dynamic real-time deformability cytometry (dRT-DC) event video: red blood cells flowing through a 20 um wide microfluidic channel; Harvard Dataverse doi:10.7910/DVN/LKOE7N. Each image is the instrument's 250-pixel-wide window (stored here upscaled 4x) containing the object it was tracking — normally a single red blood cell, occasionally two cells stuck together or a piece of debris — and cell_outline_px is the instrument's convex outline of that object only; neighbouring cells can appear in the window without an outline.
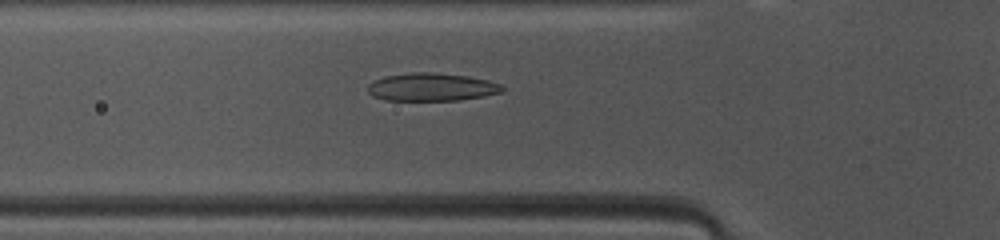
{"species": "common noctule bat (a hibernating species)", "species_latin": "Nyctalus noctula", "temperature_condition": "warm", "stored_images_in_passage": 46, "camera_frame_rate_fps": 3000, "um_per_image_px": 0.085, "animal": {"sex": "female", "body_mass_g": 10.0, "forearm_length_mm": 53.1}, "frame": {"image": 1, "passage_image": 14, "time_ms": 4.333, "image_size_px": [1000, 240], "cell_outline_px": [[504, 88], [500, 92], [484, 96], [460, 100], [384, 100], [372, 96], [368, 92], [368, 84], [372, 80], [384, 76], [412, 72], [436, 72], [468, 76], [488, 80], [500, 84]], "centroid_in_image_um": [36.64, 7.39], "position_along_channel_um": 89.2, "area_um2": 22.02}}
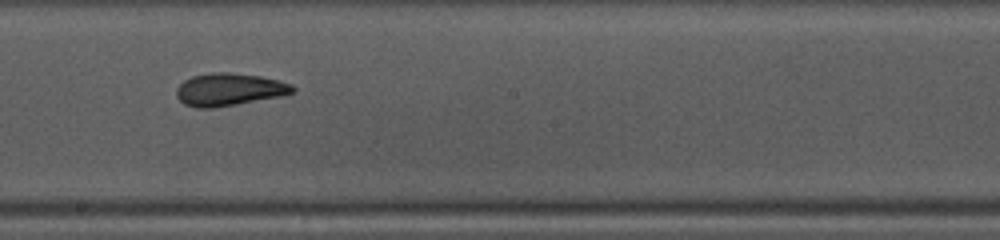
{"frame": {"image": 2, "passage_image": 24, "time_ms": 7.667, "image_size_px": [1000, 240], "cell_outline_px": [[296, 92], [280, 96], [236, 104], [212, 108], [196, 108], [184, 104], [176, 96], [176, 88], [184, 80], [192, 76], [208, 72], [228, 72], [260, 76], [280, 80], [292, 84], [296, 88]], "centroid_in_image_um": [19.48, 7.6], "position_along_channel_um": 228.7, "area_um2": 22.2}}
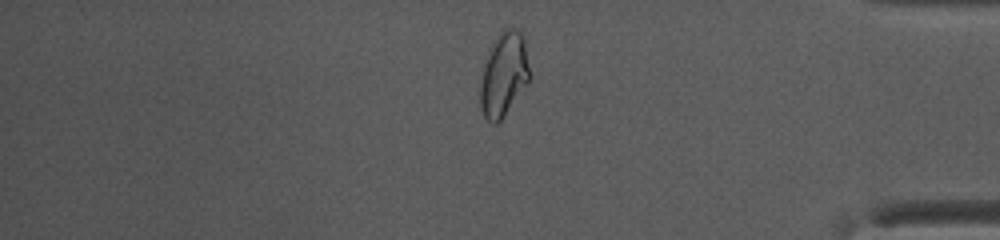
{"frame": {"image": 3, "passage_image": 38, "time_ms": 12.333, "image_size_px": [1000, 240], "cell_outline_px": [[532, 76], [504, 116], [496, 124], [492, 124], [484, 116], [480, 108], [480, 84], [484, 68], [492, 44], [496, 36], [504, 28], [516, 28], [524, 36]], "centroid_in_image_um": [42.85, 6.31], "position_along_channel_um": 392.3, "area_um2": 24.16}, "authors_computed_cell_mechanics": {"area_um2": 22.253, "velocity_mm_per_s": 4.1668, "shape_relaxation_time_tau1_ms": 3.7328, "shape_relaxation_time_tau2_ms": 2.0947, "deformation_change_tau1": 0.1728, "deformation_change_tau2": 0.0836}}